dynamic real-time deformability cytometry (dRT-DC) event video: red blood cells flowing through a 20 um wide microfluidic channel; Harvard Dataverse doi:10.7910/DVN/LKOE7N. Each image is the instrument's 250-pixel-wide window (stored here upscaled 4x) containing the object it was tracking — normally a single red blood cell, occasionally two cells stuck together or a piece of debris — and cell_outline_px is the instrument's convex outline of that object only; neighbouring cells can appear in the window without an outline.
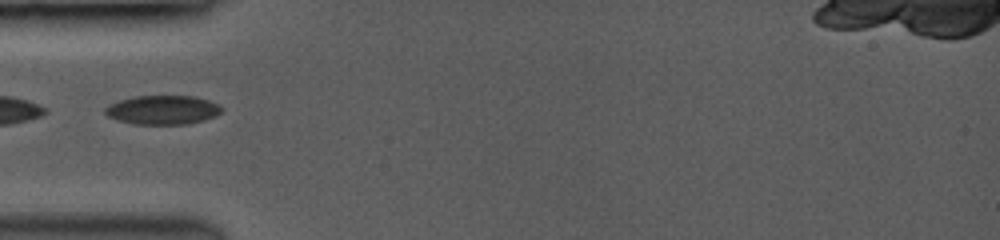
{"species": "common noctule bat (a hibernating species)", "species_latin": "Nyctalus noctula", "temperature_condition": "room temperature", "stored_images_in_passage": 31, "camera_frame_rate_fps": 3500, "um_per_image_px": 0.085, "animal": {"sex": "female", "body_mass_g": 19.0, "forearm_length_mm": 53.3}, "frame": {"image": 1, "passage_image": 1, "time_ms": 0.0, "image_size_px": [1000, 240], "cell_outline_px": [[224, 108], [220, 112], [204, 120], [184, 124], [132, 124], [116, 120], [108, 116], [104, 112], [104, 108], [120, 100], [136, 96], [192, 96], [208, 100]], "centroid_in_image_um": [13.79, 9.35], "position_along_channel_um": 71.2, "area_um2": 19.48}}